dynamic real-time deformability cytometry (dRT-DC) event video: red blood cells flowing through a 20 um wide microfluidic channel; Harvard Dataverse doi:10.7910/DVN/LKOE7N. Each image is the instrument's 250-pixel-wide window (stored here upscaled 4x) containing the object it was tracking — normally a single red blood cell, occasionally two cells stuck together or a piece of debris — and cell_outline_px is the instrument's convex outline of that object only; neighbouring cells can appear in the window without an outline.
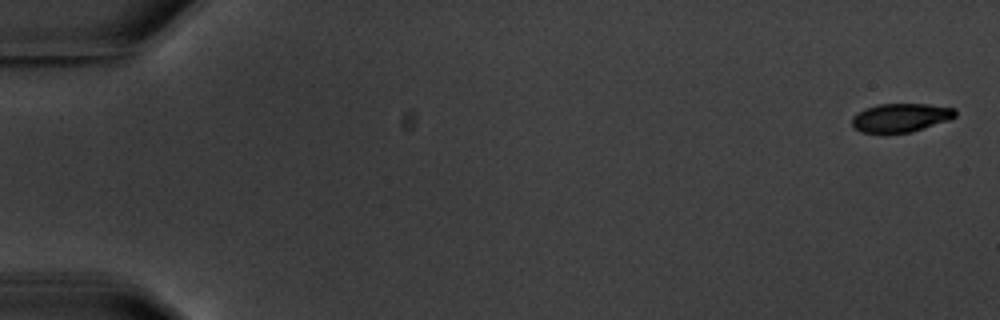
{"species": "common noctule bat (a hibernating species)", "species_latin": "Nyctalus noctula", "temperature_condition": "warm", "stored_images_in_passage": 5, "camera_frame_rate_fps": 3000, "um_per_image_px": 0.085, "animal": {"sex": "male", "body_mass_g": 20.1, "forearm_length_mm": 53.5}, "frame": {"image": 1, "passage_image": 1, "time_ms": 0.0, "image_size_px": [1000, 320], "cell_outline_px": [[956, 116], [948, 120], [912, 132], [860, 132], [852, 124], [852, 116], [856, 112], [864, 108], [880, 104], [928, 104], [956, 108]], "centroid_in_image_um": [76.56, 9.98], "position_along_channel_um": 8.4, "area_um2": 17.17}}